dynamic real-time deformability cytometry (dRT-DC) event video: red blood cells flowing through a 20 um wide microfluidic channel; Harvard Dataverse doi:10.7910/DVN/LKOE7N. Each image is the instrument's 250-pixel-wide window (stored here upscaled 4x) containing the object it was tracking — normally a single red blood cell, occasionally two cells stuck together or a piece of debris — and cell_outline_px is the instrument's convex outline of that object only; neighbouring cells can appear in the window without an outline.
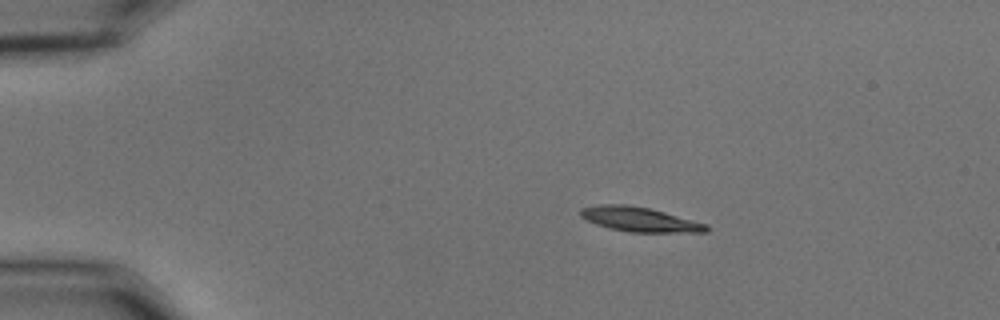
{"species": "common noctule bat (a hibernating species)", "species_latin": "Nyctalus noctula", "temperature_condition": "cold", "stored_images_in_passage": 47, "camera_frame_rate_fps": 3000, "um_per_image_px": 0.085, "animal": {"sex": "male", "body_mass_g": 15.6}, "frame": {"image": 1, "passage_image": 1, "time_ms": 0.0, "image_size_px": [1000, 320], "cell_outline_px": [[708, 232], [628, 232], [608, 228], [596, 224], [580, 216], [580, 208], [600, 204], [628, 204], [648, 208], [664, 212], [708, 224]], "centroid_in_image_um": [54.35, 18.64], "position_along_channel_um": 30.7, "area_um2": 17.98}}
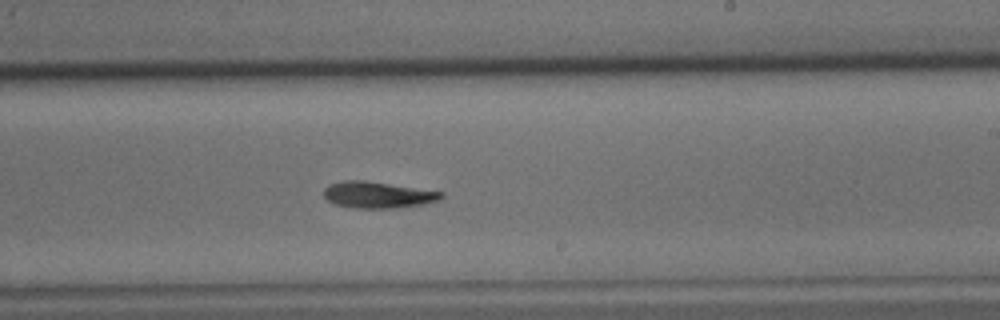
{"frame": {"image": 2, "passage_image": 25, "time_ms": 8.0, "image_size_px": [1000, 320], "cell_outline_px": [[444, 196], [436, 200], [424, 204], [396, 208], [352, 208], [336, 204], [328, 200], [324, 196], [324, 188], [328, 184], [344, 180], [364, 180], [444, 192]], "centroid_in_image_um": [32.08, 16.56], "position_along_channel_um": 256.9, "area_um2": 18.03}}
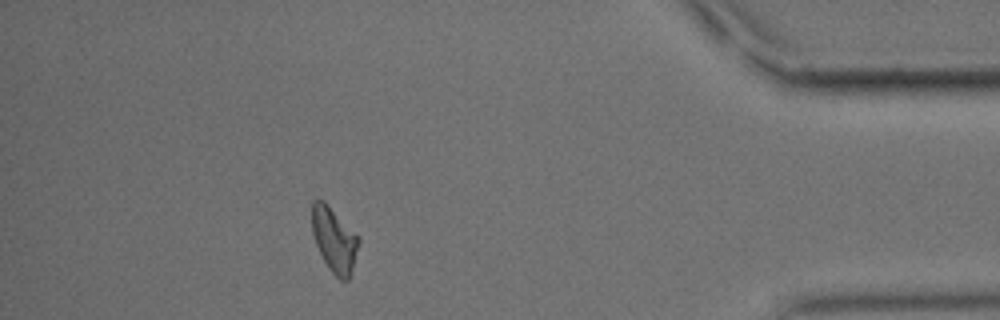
{"frame": {"image": 3, "passage_image": 41, "time_ms": 13.333, "image_size_px": [1000, 320], "cell_outline_px": [[360, 244], [348, 280], [340, 280], [328, 268], [316, 244], [312, 232], [312, 200], [324, 200], [328, 204], [360, 240]], "centroid_in_image_um": [28.39, 20.38], "position_along_channel_um": 406.8, "area_um2": 17.22}, "authors_computed_cell_mechanics": {"area_um2": 17.9758, "velocity_mm_per_s": 3.5973, "shape_relaxation_time_tau1_ms": 4.4519, "shape_relaxation_time_tau2_ms": null, "deformation_change_tau1": 0.1666, "deformation_change_tau2": null}}